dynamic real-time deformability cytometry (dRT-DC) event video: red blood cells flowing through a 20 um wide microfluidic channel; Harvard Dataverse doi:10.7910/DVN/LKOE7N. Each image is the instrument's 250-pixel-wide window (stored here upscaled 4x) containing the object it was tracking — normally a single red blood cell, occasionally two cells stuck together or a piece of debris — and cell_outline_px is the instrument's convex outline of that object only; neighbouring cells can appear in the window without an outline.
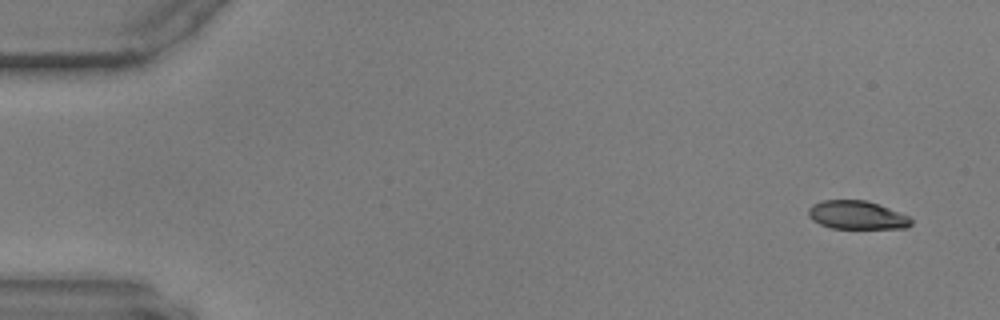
{"species": "common noctule bat (a hibernating species)", "species_latin": "Nyctalus noctula", "temperature_condition": "warm", "stored_images_in_passage": 14, "camera_frame_rate_fps": 3000, "um_per_image_px": 0.085, "animal": {"sex": "male", "body_mass_g": 17.9, "forearm_length_mm": 54.2}, "frame": {"image": 1, "passage_image": 1, "time_ms": 0.0, "image_size_px": [1000, 320], "cell_outline_px": [[912, 224], [908, 228], [832, 228], [820, 224], [812, 220], [808, 216], [808, 208], [812, 204], [824, 200], [864, 200], [888, 208], [908, 216], [912, 220]], "centroid_in_image_um": [72.81, 18.28], "position_along_channel_um": 12.2, "area_um2": 16.88}}